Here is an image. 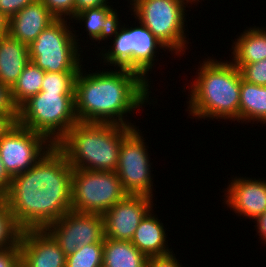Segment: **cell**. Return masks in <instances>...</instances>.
Masks as SVG:
<instances>
[{"mask_svg":"<svg viewBox=\"0 0 266 267\" xmlns=\"http://www.w3.org/2000/svg\"><path fill=\"white\" fill-rule=\"evenodd\" d=\"M41 1L57 19L69 18L71 20L75 16V0H41Z\"/></svg>","mask_w":266,"mask_h":267,"instance_id":"obj_28","label":"cell"},{"mask_svg":"<svg viewBox=\"0 0 266 267\" xmlns=\"http://www.w3.org/2000/svg\"><path fill=\"white\" fill-rule=\"evenodd\" d=\"M141 131L135 127L121 143L116 174L127 194L145 195L153 198V175L148 146ZM152 177V178H151Z\"/></svg>","mask_w":266,"mask_h":267,"instance_id":"obj_10","label":"cell"},{"mask_svg":"<svg viewBox=\"0 0 266 267\" xmlns=\"http://www.w3.org/2000/svg\"><path fill=\"white\" fill-rule=\"evenodd\" d=\"M192 1H193V3H196V2L198 3V2H200L199 0H192Z\"/></svg>","mask_w":266,"mask_h":267,"instance_id":"obj_39","label":"cell"},{"mask_svg":"<svg viewBox=\"0 0 266 267\" xmlns=\"http://www.w3.org/2000/svg\"><path fill=\"white\" fill-rule=\"evenodd\" d=\"M67 20L56 19L29 45V60L45 72H79L83 66L78 35Z\"/></svg>","mask_w":266,"mask_h":267,"instance_id":"obj_6","label":"cell"},{"mask_svg":"<svg viewBox=\"0 0 266 267\" xmlns=\"http://www.w3.org/2000/svg\"><path fill=\"white\" fill-rule=\"evenodd\" d=\"M255 221L257 223L254 226L257 227V233H259V236L261 237L260 240L264 241L262 243L266 244V211L258 216Z\"/></svg>","mask_w":266,"mask_h":267,"instance_id":"obj_36","label":"cell"},{"mask_svg":"<svg viewBox=\"0 0 266 267\" xmlns=\"http://www.w3.org/2000/svg\"><path fill=\"white\" fill-rule=\"evenodd\" d=\"M22 229L16 223L7 203L0 198V249L18 245Z\"/></svg>","mask_w":266,"mask_h":267,"instance_id":"obj_25","label":"cell"},{"mask_svg":"<svg viewBox=\"0 0 266 267\" xmlns=\"http://www.w3.org/2000/svg\"><path fill=\"white\" fill-rule=\"evenodd\" d=\"M75 92H39L18 108L17 123L55 145L76 123Z\"/></svg>","mask_w":266,"mask_h":267,"instance_id":"obj_5","label":"cell"},{"mask_svg":"<svg viewBox=\"0 0 266 267\" xmlns=\"http://www.w3.org/2000/svg\"><path fill=\"white\" fill-rule=\"evenodd\" d=\"M149 85L138 72L127 68L103 69L90 74L81 68L75 80L77 119L82 123L136 127L123 117L149 101Z\"/></svg>","mask_w":266,"mask_h":267,"instance_id":"obj_2","label":"cell"},{"mask_svg":"<svg viewBox=\"0 0 266 267\" xmlns=\"http://www.w3.org/2000/svg\"><path fill=\"white\" fill-rule=\"evenodd\" d=\"M173 253L165 256L148 257L146 267H183Z\"/></svg>","mask_w":266,"mask_h":267,"instance_id":"obj_32","label":"cell"},{"mask_svg":"<svg viewBox=\"0 0 266 267\" xmlns=\"http://www.w3.org/2000/svg\"><path fill=\"white\" fill-rule=\"evenodd\" d=\"M266 29L250 27L232 45L233 64H250L266 59Z\"/></svg>","mask_w":266,"mask_h":267,"instance_id":"obj_20","label":"cell"},{"mask_svg":"<svg viewBox=\"0 0 266 267\" xmlns=\"http://www.w3.org/2000/svg\"><path fill=\"white\" fill-rule=\"evenodd\" d=\"M21 267H66V255L45 229L22 230Z\"/></svg>","mask_w":266,"mask_h":267,"instance_id":"obj_14","label":"cell"},{"mask_svg":"<svg viewBox=\"0 0 266 267\" xmlns=\"http://www.w3.org/2000/svg\"><path fill=\"white\" fill-rule=\"evenodd\" d=\"M52 145L43 134L16 123L0 138V158L12 178L34 166Z\"/></svg>","mask_w":266,"mask_h":267,"instance_id":"obj_11","label":"cell"},{"mask_svg":"<svg viewBox=\"0 0 266 267\" xmlns=\"http://www.w3.org/2000/svg\"><path fill=\"white\" fill-rule=\"evenodd\" d=\"M147 259L130 241L104 238L102 267H146Z\"/></svg>","mask_w":266,"mask_h":267,"instance_id":"obj_21","label":"cell"},{"mask_svg":"<svg viewBox=\"0 0 266 267\" xmlns=\"http://www.w3.org/2000/svg\"><path fill=\"white\" fill-rule=\"evenodd\" d=\"M199 67L189 89V114L198 120L215 118L239 122V69L231 61L213 58H206Z\"/></svg>","mask_w":266,"mask_h":267,"instance_id":"obj_3","label":"cell"},{"mask_svg":"<svg viewBox=\"0 0 266 267\" xmlns=\"http://www.w3.org/2000/svg\"><path fill=\"white\" fill-rule=\"evenodd\" d=\"M139 26L127 27L122 25L117 35L113 37V45L106 50L102 49L101 60L106 65L116 68H127L138 72L147 82L148 72L151 71L157 60V48L168 49L145 27L141 22ZM105 52V53H104ZM108 63V64H107ZM112 64V65H110Z\"/></svg>","mask_w":266,"mask_h":267,"instance_id":"obj_8","label":"cell"},{"mask_svg":"<svg viewBox=\"0 0 266 267\" xmlns=\"http://www.w3.org/2000/svg\"><path fill=\"white\" fill-rule=\"evenodd\" d=\"M0 113H18V107L14 104L11 89L0 83Z\"/></svg>","mask_w":266,"mask_h":267,"instance_id":"obj_31","label":"cell"},{"mask_svg":"<svg viewBox=\"0 0 266 267\" xmlns=\"http://www.w3.org/2000/svg\"><path fill=\"white\" fill-rule=\"evenodd\" d=\"M126 195L115 171L73 168L72 211L103 215Z\"/></svg>","mask_w":266,"mask_h":267,"instance_id":"obj_9","label":"cell"},{"mask_svg":"<svg viewBox=\"0 0 266 267\" xmlns=\"http://www.w3.org/2000/svg\"><path fill=\"white\" fill-rule=\"evenodd\" d=\"M72 176L65 154L52 145L34 166L11 178L2 199L22 230L45 229L72 210Z\"/></svg>","mask_w":266,"mask_h":267,"instance_id":"obj_1","label":"cell"},{"mask_svg":"<svg viewBox=\"0 0 266 267\" xmlns=\"http://www.w3.org/2000/svg\"><path fill=\"white\" fill-rule=\"evenodd\" d=\"M234 65L239 69L242 80L259 86H266V59L256 63Z\"/></svg>","mask_w":266,"mask_h":267,"instance_id":"obj_27","label":"cell"},{"mask_svg":"<svg viewBox=\"0 0 266 267\" xmlns=\"http://www.w3.org/2000/svg\"><path fill=\"white\" fill-rule=\"evenodd\" d=\"M117 9L105 5L97 8H88L77 13L71 21L84 22L86 31L89 33L90 39L95 41H105V39L112 38L117 35L118 30L121 28ZM109 37V38H108Z\"/></svg>","mask_w":266,"mask_h":267,"instance_id":"obj_19","label":"cell"},{"mask_svg":"<svg viewBox=\"0 0 266 267\" xmlns=\"http://www.w3.org/2000/svg\"><path fill=\"white\" fill-rule=\"evenodd\" d=\"M129 2V0H127ZM140 0H130V7H133L137 2H139ZM132 2V3H131Z\"/></svg>","mask_w":266,"mask_h":267,"instance_id":"obj_38","label":"cell"},{"mask_svg":"<svg viewBox=\"0 0 266 267\" xmlns=\"http://www.w3.org/2000/svg\"><path fill=\"white\" fill-rule=\"evenodd\" d=\"M188 2L193 4L192 0H140L130 9L169 52L181 56L189 44L184 27Z\"/></svg>","mask_w":266,"mask_h":267,"instance_id":"obj_7","label":"cell"},{"mask_svg":"<svg viewBox=\"0 0 266 267\" xmlns=\"http://www.w3.org/2000/svg\"><path fill=\"white\" fill-rule=\"evenodd\" d=\"M235 177L226 191L225 204L235 214L256 219L266 211V180ZM232 208V209H231Z\"/></svg>","mask_w":266,"mask_h":267,"instance_id":"obj_15","label":"cell"},{"mask_svg":"<svg viewBox=\"0 0 266 267\" xmlns=\"http://www.w3.org/2000/svg\"><path fill=\"white\" fill-rule=\"evenodd\" d=\"M34 1L35 0H0V13L9 19Z\"/></svg>","mask_w":266,"mask_h":267,"instance_id":"obj_30","label":"cell"},{"mask_svg":"<svg viewBox=\"0 0 266 267\" xmlns=\"http://www.w3.org/2000/svg\"><path fill=\"white\" fill-rule=\"evenodd\" d=\"M103 243L78 247L66 256V267H102Z\"/></svg>","mask_w":266,"mask_h":267,"instance_id":"obj_24","label":"cell"},{"mask_svg":"<svg viewBox=\"0 0 266 267\" xmlns=\"http://www.w3.org/2000/svg\"><path fill=\"white\" fill-rule=\"evenodd\" d=\"M134 128L78 122L55 145L74 169L116 171L122 140Z\"/></svg>","mask_w":266,"mask_h":267,"instance_id":"obj_4","label":"cell"},{"mask_svg":"<svg viewBox=\"0 0 266 267\" xmlns=\"http://www.w3.org/2000/svg\"><path fill=\"white\" fill-rule=\"evenodd\" d=\"M152 199L145 195L127 194L109 208L103 214L105 238L131 241L141 220L153 208Z\"/></svg>","mask_w":266,"mask_h":267,"instance_id":"obj_13","label":"cell"},{"mask_svg":"<svg viewBox=\"0 0 266 267\" xmlns=\"http://www.w3.org/2000/svg\"><path fill=\"white\" fill-rule=\"evenodd\" d=\"M153 213L152 208L144 216L130 242L147 257L165 256L172 249L167 245L166 228Z\"/></svg>","mask_w":266,"mask_h":267,"instance_id":"obj_17","label":"cell"},{"mask_svg":"<svg viewBox=\"0 0 266 267\" xmlns=\"http://www.w3.org/2000/svg\"><path fill=\"white\" fill-rule=\"evenodd\" d=\"M240 121H257V123L266 124V86L251 84L241 78Z\"/></svg>","mask_w":266,"mask_h":267,"instance_id":"obj_22","label":"cell"},{"mask_svg":"<svg viewBox=\"0 0 266 267\" xmlns=\"http://www.w3.org/2000/svg\"><path fill=\"white\" fill-rule=\"evenodd\" d=\"M0 267H21L20 244L0 249Z\"/></svg>","mask_w":266,"mask_h":267,"instance_id":"obj_29","label":"cell"},{"mask_svg":"<svg viewBox=\"0 0 266 267\" xmlns=\"http://www.w3.org/2000/svg\"><path fill=\"white\" fill-rule=\"evenodd\" d=\"M11 177L7 174L0 158V198H3L9 190Z\"/></svg>","mask_w":266,"mask_h":267,"instance_id":"obj_35","label":"cell"},{"mask_svg":"<svg viewBox=\"0 0 266 267\" xmlns=\"http://www.w3.org/2000/svg\"><path fill=\"white\" fill-rule=\"evenodd\" d=\"M108 0H75V15L88 8L105 6Z\"/></svg>","mask_w":266,"mask_h":267,"instance_id":"obj_34","label":"cell"},{"mask_svg":"<svg viewBox=\"0 0 266 267\" xmlns=\"http://www.w3.org/2000/svg\"><path fill=\"white\" fill-rule=\"evenodd\" d=\"M17 119L18 113H0V138L17 123Z\"/></svg>","mask_w":266,"mask_h":267,"instance_id":"obj_33","label":"cell"},{"mask_svg":"<svg viewBox=\"0 0 266 267\" xmlns=\"http://www.w3.org/2000/svg\"><path fill=\"white\" fill-rule=\"evenodd\" d=\"M44 75L45 71L32 61L27 63L22 74L11 88L13 102L18 108L30 97L41 92Z\"/></svg>","mask_w":266,"mask_h":267,"instance_id":"obj_23","label":"cell"},{"mask_svg":"<svg viewBox=\"0 0 266 267\" xmlns=\"http://www.w3.org/2000/svg\"><path fill=\"white\" fill-rule=\"evenodd\" d=\"M45 230L58 243L66 256L81 246L104 243V218L100 214L69 211Z\"/></svg>","mask_w":266,"mask_h":267,"instance_id":"obj_12","label":"cell"},{"mask_svg":"<svg viewBox=\"0 0 266 267\" xmlns=\"http://www.w3.org/2000/svg\"><path fill=\"white\" fill-rule=\"evenodd\" d=\"M8 32V19L0 13V38Z\"/></svg>","mask_w":266,"mask_h":267,"instance_id":"obj_37","label":"cell"},{"mask_svg":"<svg viewBox=\"0 0 266 267\" xmlns=\"http://www.w3.org/2000/svg\"><path fill=\"white\" fill-rule=\"evenodd\" d=\"M78 72H45L41 92H75Z\"/></svg>","mask_w":266,"mask_h":267,"instance_id":"obj_26","label":"cell"},{"mask_svg":"<svg viewBox=\"0 0 266 267\" xmlns=\"http://www.w3.org/2000/svg\"><path fill=\"white\" fill-rule=\"evenodd\" d=\"M29 61V46L8 33L0 38V83L11 89Z\"/></svg>","mask_w":266,"mask_h":267,"instance_id":"obj_18","label":"cell"},{"mask_svg":"<svg viewBox=\"0 0 266 267\" xmlns=\"http://www.w3.org/2000/svg\"><path fill=\"white\" fill-rule=\"evenodd\" d=\"M57 18L35 0L8 19V34L29 46Z\"/></svg>","mask_w":266,"mask_h":267,"instance_id":"obj_16","label":"cell"}]
</instances>
